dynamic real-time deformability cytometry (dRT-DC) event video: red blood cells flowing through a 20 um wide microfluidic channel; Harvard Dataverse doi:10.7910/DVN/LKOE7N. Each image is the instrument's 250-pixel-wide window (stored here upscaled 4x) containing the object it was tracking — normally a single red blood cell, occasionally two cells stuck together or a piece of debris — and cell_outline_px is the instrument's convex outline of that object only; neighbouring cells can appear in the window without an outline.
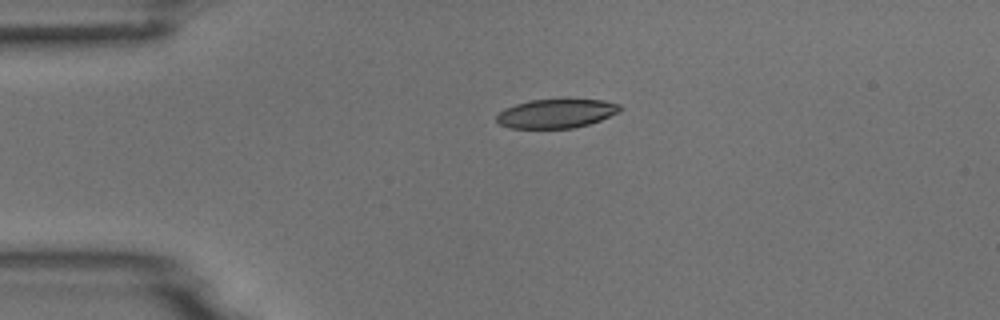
{"species": "common noctule bat (a hibernating species)", "species_latin": "Nyctalus noctula", "temperature_condition": "room temperature", "stored_images_in_passage": 3, "camera_frame_rate_fps": 3000, "um_per_image_px": 0.085, "animal": {"sex": "male", "body_mass_g": 18.8}, "frame": {"image": 1, "passage_image": 1, "time_ms": 0.0, "image_size_px": [1000, 320], "cell_outline_px": [[624, 108], [600, 120], [588, 124], [572, 128], [508, 128], [500, 124], [496, 120], [496, 116], [504, 108], [528, 100], [604, 100], [620, 104]], "centroid_in_image_um": [47.25, 9.65], "position_along_channel_um": 37.7, "area_um2": 20.63}}